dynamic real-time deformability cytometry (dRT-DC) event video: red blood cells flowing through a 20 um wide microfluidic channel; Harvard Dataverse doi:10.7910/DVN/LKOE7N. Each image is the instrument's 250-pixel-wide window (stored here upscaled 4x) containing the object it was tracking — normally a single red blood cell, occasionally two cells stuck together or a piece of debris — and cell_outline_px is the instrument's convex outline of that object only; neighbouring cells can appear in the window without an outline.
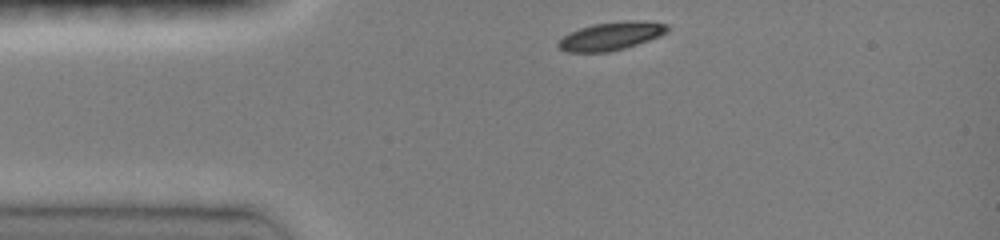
{"species": "common noctule bat (a hibernating species)", "species_latin": "Nyctalus noctula", "temperature_condition": "room temperature", "stored_images_in_passage": 33, "camera_frame_rate_fps": 3000, "um_per_image_px": 0.085, "animal": {"sex": "female", "body_mass_g": 19.0, "forearm_length_mm": 51.5}, "frame": {"image": 1, "passage_image": 1, "time_ms": 0.0, "image_size_px": [1000, 240], "cell_outline_px": [[668, 32], [660, 36], [624, 48], [608, 52], [568, 52], [560, 48], [556, 44], [564, 36], [580, 28], [592, 24], [628, 20], [668, 24]], "centroid_in_image_um": [51.94, 3.07], "position_along_channel_um": 33.1, "area_um2": 17.57}}
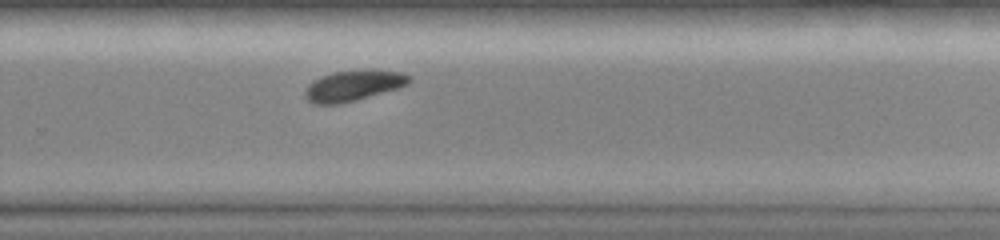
{"frame": {"image": 2, "passage_image": 23, "time_ms": 7.333, "image_size_px": [1000, 240], "cell_outline_px": [[412, 80], [408, 84], [400, 88], [356, 100], [340, 104], [312, 104], [304, 96], [304, 92], [308, 84], [312, 80], [320, 76], [332, 72], [364, 68], [372, 68], [400, 72], [412, 76]], "centroid_in_image_um": [30.05, 7.25], "position_along_channel_um": 299.7, "area_um2": 19.31}}
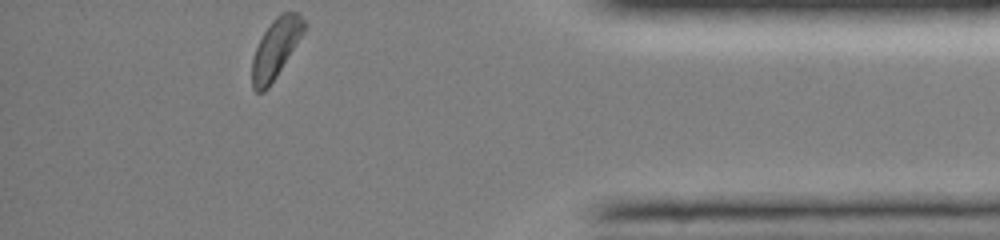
{"frame": {"image": 3, "passage_image": 33, "time_ms": 10.667, "image_size_px": [1000, 240], "cell_outline_px": [[308, 24], [304, 32], [276, 76], [268, 88], [264, 92], [256, 92], [252, 88], [252, 60], [256, 48], [264, 32], [272, 20], [280, 12], [300, 12]], "centroid_in_image_um": [23.46, 4.08], "position_along_channel_um": 411.7, "area_um2": 17.92}, "authors_computed_cell_mechanics": {"area_um2": 19.0162, "velocity_mm_per_s": 4.0775, "shape_relaxation_time_tau1_ms": 2.2792, "shape_relaxation_time_tau2_ms": null, "deformation_change_tau1": 0.1239, "deformation_change_tau2": null}}